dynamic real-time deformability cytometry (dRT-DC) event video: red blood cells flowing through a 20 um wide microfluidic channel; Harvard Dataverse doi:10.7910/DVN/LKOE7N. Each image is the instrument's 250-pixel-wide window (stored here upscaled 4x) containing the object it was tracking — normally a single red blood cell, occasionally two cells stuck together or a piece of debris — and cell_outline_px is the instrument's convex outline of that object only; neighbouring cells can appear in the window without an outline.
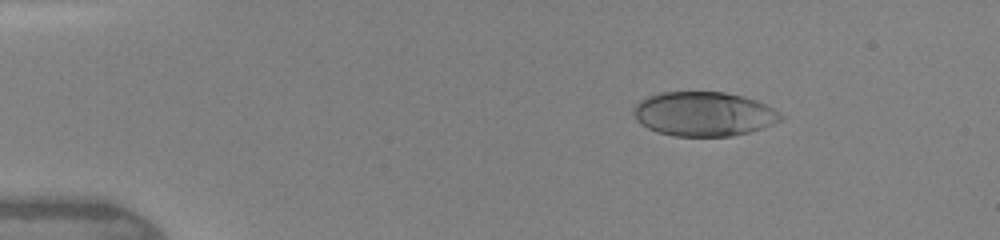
{"species": "human", "species_latin": "Homo sapiens", "temperature_condition": "warm", "stored_images_in_passage": 45, "camera_frame_rate_fps": 3000, "um_per_image_px": 0.085, "donor": {"sex": "female"}, "frame": {"image": 1, "passage_image": 6, "time_ms": 1.667, "image_size_px": [1000, 240], "cell_outline_px": [[784, 120], [764, 128], [732, 136], [672, 136], [656, 132], [640, 124], [636, 120], [632, 112], [632, 108], [640, 100], [648, 96], [664, 92], [724, 92], [744, 96], [756, 100], [780, 112], [784, 116]], "centroid_in_image_um": [59.82, 9.69], "position_along_channel_um": 25.2, "area_um2": 38.38}}
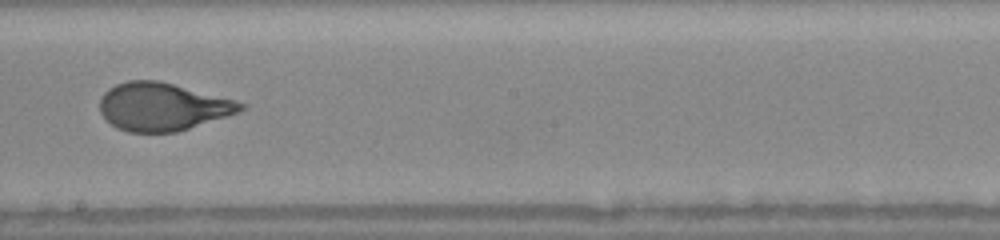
{"frame": {"image": 2, "passage_image": 26, "time_ms": 8.333, "image_size_px": [1000, 240], "cell_outline_px": [[248, 104], [244, 108], [228, 116], [176, 132], [128, 132], [116, 128], [100, 112], [100, 100], [104, 92], [108, 88], [116, 84], [128, 80], [156, 80], [172, 84]], "centroid_in_image_um": [13.77, 9.08], "position_along_channel_um": 234.4, "area_um2": 38.78}}
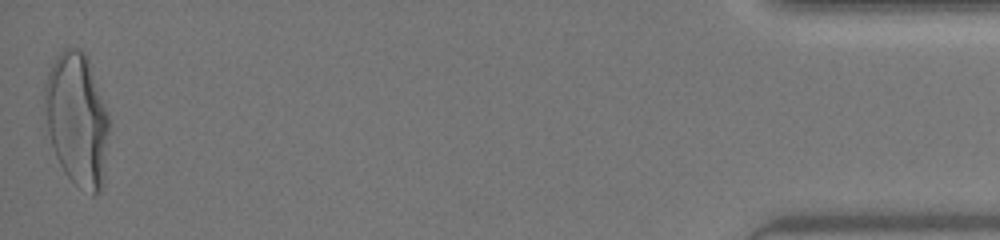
{"frame": {"image": 3, "passage_image": 45, "time_ms": 14.667, "image_size_px": [1000, 240], "cell_outline_px": [[108, 132], [104, 184], [100, 192], [92, 196], [76, 184], [64, 172], [56, 156], [48, 132], [44, 104], [44, 84], [48, 72], [56, 56], [64, 48], [76, 48], [84, 52], [88, 56], [108, 116]], "centroid_in_image_um": [6.55, 10.15], "position_along_channel_um": 428.7, "area_um2": 49.82}, "authors_computed_cell_mechanics": {"area_um2": 39.5352, "velocity_mm_per_s": 4.363, "shape_relaxation_time_tau1_ms": 3.7953, "shape_relaxation_time_tau2_ms": null, "deformation_change_tau1": 0.2024, "deformation_change_tau2": null}}